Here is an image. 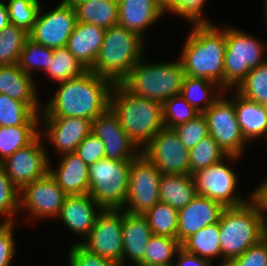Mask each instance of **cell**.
<instances>
[{
	"instance_id": "45",
	"label": "cell",
	"mask_w": 267,
	"mask_h": 266,
	"mask_svg": "<svg viewBox=\"0 0 267 266\" xmlns=\"http://www.w3.org/2000/svg\"><path fill=\"white\" fill-rule=\"evenodd\" d=\"M67 252V266H119L108 258L88 251L80 243H71Z\"/></svg>"
},
{
	"instance_id": "22",
	"label": "cell",
	"mask_w": 267,
	"mask_h": 266,
	"mask_svg": "<svg viewBox=\"0 0 267 266\" xmlns=\"http://www.w3.org/2000/svg\"><path fill=\"white\" fill-rule=\"evenodd\" d=\"M118 24L147 41L148 30L163 16L162 0H118Z\"/></svg>"
},
{
	"instance_id": "18",
	"label": "cell",
	"mask_w": 267,
	"mask_h": 266,
	"mask_svg": "<svg viewBox=\"0 0 267 266\" xmlns=\"http://www.w3.org/2000/svg\"><path fill=\"white\" fill-rule=\"evenodd\" d=\"M92 132L103 142L107 159L132 161L141 153L111 108L92 121Z\"/></svg>"
},
{
	"instance_id": "7",
	"label": "cell",
	"mask_w": 267,
	"mask_h": 266,
	"mask_svg": "<svg viewBox=\"0 0 267 266\" xmlns=\"http://www.w3.org/2000/svg\"><path fill=\"white\" fill-rule=\"evenodd\" d=\"M249 33L226 25L224 90L235 89L251 69L267 60V44Z\"/></svg>"
},
{
	"instance_id": "50",
	"label": "cell",
	"mask_w": 267,
	"mask_h": 266,
	"mask_svg": "<svg viewBox=\"0 0 267 266\" xmlns=\"http://www.w3.org/2000/svg\"><path fill=\"white\" fill-rule=\"evenodd\" d=\"M174 266H211L207 259L196 256L195 254L187 252L182 247L178 250L175 260L173 261Z\"/></svg>"
},
{
	"instance_id": "34",
	"label": "cell",
	"mask_w": 267,
	"mask_h": 266,
	"mask_svg": "<svg viewBox=\"0 0 267 266\" xmlns=\"http://www.w3.org/2000/svg\"><path fill=\"white\" fill-rule=\"evenodd\" d=\"M207 3V0H162L164 15L169 13L184 19L190 27L215 24L205 14Z\"/></svg>"
},
{
	"instance_id": "17",
	"label": "cell",
	"mask_w": 267,
	"mask_h": 266,
	"mask_svg": "<svg viewBox=\"0 0 267 266\" xmlns=\"http://www.w3.org/2000/svg\"><path fill=\"white\" fill-rule=\"evenodd\" d=\"M92 131V121L80 117H40V135L55 151L56 158L73 153Z\"/></svg>"
},
{
	"instance_id": "25",
	"label": "cell",
	"mask_w": 267,
	"mask_h": 266,
	"mask_svg": "<svg viewBox=\"0 0 267 266\" xmlns=\"http://www.w3.org/2000/svg\"><path fill=\"white\" fill-rule=\"evenodd\" d=\"M105 29L91 23L78 22L66 48L89 70L93 67L103 43Z\"/></svg>"
},
{
	"instance_id": "9",
	"label": "cell",
	"mask_w": 267,
	"mask_h": 266,
	"mask_svg": "<svg viewBox=\"0 0 267 266\" xmlns=\"http://www.w3.org/2000/svg\"><path fill=\"white\" fill-rule=\"evenodd\" d=\"M131 161L103 158L89 165L90 196L102 209H122L127 193Z\"/></svg>"
},
{
	"instance_id": "3",
	"label": "cell",
	"mask_w": 267,
	"mask_h": 266,
	"mask_svg": "<svg viewBox=\"0 0 267 266\" xmlns=\"http://www.w3.org/2000/svg\"><path fill=\"white\" fill-rule=\"evenodd\" d=\"M110 108L141 151L164 128L163 104L133 95L121 83L113 86Z\"/></svg>"
},
{
	"instance_id": "30",
	"label": "cell",
	"mask_w": 267,
	"mask_h": 266,
	"mask_svg": "<svg viewBox=\"0 0 267 266\" xmlns=\"http://www.w3.org/2000/svg\"><path fill=\"white\" fill-rule=\"evenodd\" d=\"M78 22L108 29L118 24V0H87L74 7Z\"/></svg>"
},
{
	"instance_id": "4",
	"label": "cell",
	"mask_w": 267,
	"mask_h": 266,
	"mask_svg": "<svg viewBox=\"0 0 267 266\" xmlns=\"http://www.w3.org/2000/svg\"><path fill=\"white\" fill-rule=\"evenodd\" d=\"M147 42L137 33L119 24L105 29L103 43L91 72L111 80L114 84L121 83L131 69L147 56Z\"/></svg>"
},
{
	"instance_id": "32",
	"label": "cell",
	"mask_w": 267,
	"mask_h": 266,
	"mask_svg": "<svg viewBox=\"0 0 267 266\" xmlns=\"http://www.w3.org/2000/svg\"><path fill=\"white\" fill-rule=\"evenodd\" d=\"M89 69L77 60L66 47L56 48L53 52L52 62L44 72L52 83H62L66 80L83 76Z\"/></svg>"
},
{
	"instance_id": "38",
	"label": "cell",
	"mask_w": 267,
	"mask_h": 266,
	"mask_svg": "<svg viewBox=\"0 0 267 266\" xmlns=\"http://www.w3.org/2000/svg\"><path fill=\"white\" fill-rule=\"evenodd\" d=\"M28 33L9 23L0 31V65L18 64Z\"/></svg>"
},
{
	"instance_id": "8",
	"label": "cell",
	"mask_w": 267,
	"mask_h": 266,
	"mask_svg": "<svg viewBox=\"0 0 267 266\" xmlns=\"http://www.w3.org/2000/svg\"><path fill=\"white\" fill-rule=\"evenodd\" d=\"M239 159L242 157L227 155L218 163L192 174L197 195L217 201L224 207L245 204L249 200V194L247 192L242 196V193L237 191L241 186L238 185L241 181L240 174H237V169L233 168Z\"/></svg>"
},
{
	"instance_id": "55",
	"label": "cell",
	"mask_w": 267,
	"mask_h": 266,
	"mask_svg": "<svg viewBox=\"0 0 267 266\" xmlns=\"http://www.w3.org/2000/svg\"><path fill=\"white\" fill-rule=\"evenodd\" d=\"M160 266H174V265H173V262H171V263L163 264V265H160Z\"/></svg>"
},
{
	"instance_id": "26",
	"label": "cell",
	"mask_w": 267,
	"mask_h": 266,
	"mask_svg": "<svg viewBox=\"0 0 267 266\" xmlns=\"http://www.w3.org/2000/svg\"><path fill=\"white\" fill-rule=\"evenodd\" d=\"M35 80L24 73L18 64L0 65V94L8 95L13 100L25 104H42V97L38 93L41 90Z\"/></svg>"
},
{
	"instance_id": "20",
	"label": "cell",
	"mask_w": 267,
	"mask_h": 266,
	"mask_svg": "<svg viewBox=\"0 0 267 266\" xmlns=\"http://www.w3.org/2000/svg\"><path fill=\"white\" fill-rule=\"evenodd\" d=\"M224 206L205 196L196 195L178 211L177 240L182 244L200 229L219 223Z\"/></svg>"
},
{
	"instance_id": "36",
	"label": "cell",
	"mask_w": 267,
	"mask_h": 266,
	"mask_svg": "<svg viewBox=\"0 0 267 266\" xmlns=\"http://www.w3.org/2000/svg\"><path fill=\"white\" fill-rule=\"evenodd\" d=\"M53 52V48L35 43L28 38L24 43V47L18 61L19 68L24 73L36 78L37 76H35V74L40 71L41 73L45 72L48 69L49 63L52 62Z\"/></svg>"
},
{
	"instance_id": "54",
	"label": "cell",
	"mask_w": 267,
	"mask_h": 266,
	"mask_svg": "<svg viewBox=\"0 0 267 266\" xmlns=\"http://www.w3.org/2000/svg\"><path fill=\"white\" fill-rule=\"evenodd\" d=\"M263 6H264V7H262V8H264L263 9L264 10L263 15H264V18L266 19L265 22H267V0L264 1Z\"/></svg>"
},
{
	"instance_id": "43",
	"label": "cell",
	"mask_w": 267,
	"mask_h": 266,
	"mask_svg": "<svg viewBox=\"0 0 267 266\" xmlns=\"http://www.w3.org/2000/svg\"><path fill=\"white\" fill-rule=\"evenodd\" d=\"M199 114L180 94L173 96L163 103L164 128L174 129Z\"/></svg>"
},
{
	"instance_id": "11",
	"label": "cell",
	"mask_w": 267,
	"mask_h": 266,
	"mask_svg": "<svg viewBox=\"0 0 267 266\" xmlns=\"http://www.w3.org/2000/svg\"><path fill=\"white\" fill-rule=\"evenodd\" d=\"M231 92V89L225 90L203 115L208 123L209 135L224 153L242 157L249 143L241 134Z\"/></svg>"
},
{
	"instance_id": "15",
	"label": "cell",
	"mask_w": 267,
	"mask_h": 266,
	"mask_svg": "<svg viewBox=\"0 0 267 266\" xmlns=\"http://www.w3.org/2000/svg\"><path fill=\"white\" fill-rule=\"evenodd\" d=\"M80 244L88 251L122 266V209H103Z\"/></svg>"
},
{
	"instance_id": "12",
	"label": "cell",
	"mask_w": 267,
	"mask_h": 266,
	"mask_svg": "<svg viewBox=\"0 0 267 266\" xmlns=\"http://www.w3.org/2000/svg\"><path fill=\"white\" fill-rule=\"evenodd\" d=\"M162 173L142 153L131 161L128 193L123 211L144 214L159 201V182Z\"/></svg>"
},
{
	"instance_id": "29",
	"label": "cell",
	"mask_w": 267,
	"mask_h": 266,
	"mask_svg": "<svg viewBox=\"0 0 267 266\" xmlns=\"http://www.w3.org/2000/svg\"><path fill=\"white\" fill-rule=\"evenodd\" d=\"M42 104H25L0 94V126L40 125Z\"/></svg>"
},
{
	"instance_id": "53",
	"label": "cell",
	"mask_w": 267,
	"mask_h": 266,
	"mask_svg": "<svg viewBox=\"0 0 267 266\" xmlns=\"http://www.w3.org/2000/svg\"><path fill=\"white\" fill-rule=\"evenodd\" d=\"M63 3L70 5L71 7H75L76 5L85 2L87 0H61Z\"/></svg>"
},
{
	"instance_id": "24",
	"label": "cell",
	"mask_w": 267,
	"mask_h": 266,
	"mask_svg": "<svg viewBox=\"0 0 267 266\" xmlns=\"http://www.w3.org/2000/svg\"><path fill=\"white\" fill-rule=\"evenodd\" d=\"M232 91L242 136L248 143L262 139L267 145V106L241 96L234 89Z\"/></svg>"
},
{
	"instance_id": "10",
	"label": "cell",
	"mask_w": 267,
	"mask_h": 266,
	"mask_svg": "<svg viewBox=\"0 0 267 266\" xmlns=\"http://www.w3.org/2000/svg\"><path fill=\"white\" fill-rule=\"evenodd\" d=\"M66 196L49 173L23 186L19 190L18 221L20 216H26L23 217L25 223L30 222L29 225L32 223L34 226L33 222L42 221V219L56 220Z\"/></svg>"
},
{
	"instance_id": "6",
	"label": "cell",
	"mask_w": 267,
	"mask_h": 266,
	"mask_svg": "<svg viewBox=\"0 0 267 266\" xmlns=\"http://www.w3.org/2000/svg\"><path fill=\"white\" fill-rule=\"evenodd\" d=\"M266 225L248 200L236 207H225L219 219L222 260H232L266 236Z\"/></svg>"
},
{
	"instance_id": "39",
	"label": "cell",
	"mask_w": 267,
	"mask_h": 266,
	"mask_svg": "<svg viewBox=\"0 0 267 266\" xmlns=\"http://www.w3.org/2000/svg\"><path fill=\"white\" fill-rule=\"evenodd\" d=\"M234 90L249 100L267 106V60L251 69Z\"/></svg>"
},
{
	"instance_id": "42",
	"label": "cell",
	"mask_w": 267,
	"mask_h": 266,
	"mask_svg": "<svg viewBox=\"0 0 267 266\" xmlns=\"http://www.w3.org/2000/svg\"><path fill=\"white\" fill-rule=\"evenodd\" d=\"M19 190L0 164V222H18Z\"/></svg>"
},
{
	"instance_id": "47",
	"label": "cell",
	"mask_w": 267,
	"mask_h": 266,
	"mask_svg": "<svg viewBox=\"0 0 267 266\" xmlns=\"http://www.w3.org/2000/svg\"><path fill=\"white\" fill-rule=\"evenodd\" d=\"M86 164L91 165L105 158L103 142L91 131L75 150Z\"/></svg>"
},
{
	"instance_id": "1",
	"label": "cell",
	"mask_w": 267,
	"mask_h": 266,
	"mask_svg": "<svg viewBox=\"0 0 267 266\" xmlns=\"http://www.w3.org/2000/svg\"><path fill=\"white\" fill-rule=\"evenodd\" d=\"M56 85L48 101L42 103L40 117H80L93 121L110 108L114 83L90 70Z\"/></svg>"
},
{
	"instance_id": "44",
	"label": "cell",
	"mask_w": 267,
	"mask_h": 266,
	"mask_svg": "<svg viewBox=\"0 0 267 266\" xmlns=\"http://www.w3.org/2000/svg\"><path fill=\"white\" fill-rule=\"evenodd\" d=\"M181 143L190 150L209 135L208 123L203 114L174 128Z\"/></svg>"
},
{
	"instance_id": "28",
	"label": "cell",
	"mask_w": 267,
	"mask_h": 266,
	"mask_svg": "<svg viewBox=\"0 0 267 266\" xmlns=\"http://www.w3.org/2000/svg\"><path fill=\"white\" fill-rule=\"evenodd\" d=\"M225 90L216 82L185 75L180 95L200 114H203Z\"/></svg>"
},
{
	"instance_id": "49",
	"label": "cell",
	"mask_w": 267,
	"mask_h": 266,
	"mask_svg": "<svg viewBox=\"0 0 267 266\" xmlns=\"http://www.w3.org/2000/svg\"><path fill=\"white\" fill-rule=\"evenodd\" d=\"M256 186L249 191V201L257 209L267 226V176Z\"/></svg>"
},
{
	"instance_id": "16",
	"label": "cell",
	"mask_w": 267,
	"mask_h": 266,
	"mask_svg": "<svg viewBox=\"0 0 267 266\" xmlns=\"http://www.w3.org/2000/svg\"><path fill=\"white\" fill-rule=\"evenodd\" d=\"M162 174H190L189 150L174 129L163 128L142 149Z\"/></svg>"
},
{
	"instance_id": "21",
	"label": "cell",
	"mask_w": 267,
	"mask_h": 266,
	"mask_svg": "<svg viewBox=\"0 0 267 266\" xmlns=\"http://www.w3.org/2000/svg\"><path fill=\"white\" fill-rule=\"evenodd\" d=\"M152 231L143 214L122 210V266H143V258ZM131 264V265H130Z\"/></svg>"
},
{
	"instance_id": "52",
	"label": "cell",
	"mask_w": 267,
	"mask_h": 266,
	"mask_svg": "<svg viewBox=\"0 0 267 266\" xmlns=\"http://www.w3.org/2000/svg\"><path fill=\"white\" fill-rule=\"evenodd\" d=\"M211 266H236V264L232 260H221L218 262H213Z\"/></svg>"
},
{
	"instance_id": "51",
	"label": "cell",
	"mask_w": 267,
	"mask_h": 266,
	"mask_svg": "<svg viewBox=\"0 0 267 266\" xmlns=\"http://www.w3.org/2000/svg\"><path fill=\"white\" fill-rule=\"evenodd\" d=\"M9 23L7 4L5 0H0V31H2Z\"/></svg>"
},
{
	"instance_id": "35",
	"label": "cell",
	"mask_w": 267,
	"mask_h": 266,
	"mask_svg": "<svg viewBox=\"0 0 267 266\" xmlns=\"http://www.w3.org/2000/svg\"><path fill=\"white\" fill-rule=\"evenodd\" d=\"M143 215L153 235L177 238L178 211L175 208L159 201Z\"/></svg>"
},
{
	"instance_id": "40",
	"label": "cell",
	"mask_w": 267,
	"mask_h": 266,
	"mask_svg": "<svg viewBox=\"0 0 267 266\" xmlns=\"http://www.w3.org/2000/svg\"><path fill=\"white\" fill-rule=\"evenodd\" d=\"M226 156L218 143L208 135L189 150L190 174L206 169Z\"/></svg>"
},
{
	"instance_id": "31",
	"label": "cell",
	"mask_w": 267,
	"mask_h": 266,
	"mask_svg": "<svg viewBox=\"0 0 267 266\" xmlns=\"http://www.w3.org/2000/svg\"><path fill=\"white\" fill-rule=\"evenodd\" d=\"M181 247L189 253L207 259L210 263L221 261L219 223L208 225L192 234Z\"/></svg>"
},
{
	"instance_id": "33",
	"label": "cell",
	"mask_w": 267,
	"mask_h": 266,
	"mask_svg": "<svg viewBox=\"0 0 267 266\" xmlns=\"http://www.w3.org/2000/svg\"><path fill=\"white\" fill-rule=\"evenodd\" d=\"M40 135V125L0 126V163Z\"/></svg>"
},
{
	"instance_id": "41",
	"label": "cell",
	"mask_w": 267,
	"mask_h": 266,
	"mask_svg": "<svg viewBox=\"0 0 267 266\" xmlns=\"http://www.w3.org/2000/svg\"><path fill=\"white\" fill-rule=\"evenodd\" d=\"M8 1V2H7ZM10 23L29 33L36 22L41 4L40 0H7Z\"/></svg>"
},
{
	"instance_id": "48",
	"label": "cell",
	"mask_w": 267,
	"mask_h": 266,
	"mask_svg": "<svg viewBox=\"0 0 267 266\" xmlns=\"http://www.w3.org/2000/svg\"><path fill=\"white\" fill-rule=\"evenodd\" d=\"M232 261L236 266H267V236Z\"/></svg>"
},
{
	"instance_id": "5",
	"label": "cell",
	"mask_w": 267,
	"mask_h": 266,
	"mask_svg": "<svg viewBox=\"0 0 267 266\" xmlns=\"http://www.w3.org/2000/svg\"><path fill=\"white\" fill-rule=\"evenodd\" d=\"M148 62L144 56L121 84L133 95L161 104L179 95L185 77L180 59Z\"/></svg>"
},
{
	"instance_id": "14",
	"label": "cell",
	"mask_w": 267,
	"mask_h": 266,
	"mask_svg": "<svg viewBox=\"0 0 267 266\" xmlns=\"http://www.w3.org/2000/svg\"><path fill=\"white\" fill-rule=\"evenodd\" d=\"M59 1L56 7L47 12L45 5H41L36 22L28 33L33 42L53 49L66 47L77 18L73 7Z\"/></svg>"
},
{
	"instance_id": "37",
	"label": "cell",
	"mask_w": 267,
	"mask_h": 266,
	"mask_svg": "<svg viewBox=\"0 0 267 266\" xmlns=\"http://www.w3.org/2000/svg\"><path fill=\"white\" fill-rule=\"evenodd\" d=\"M181 243L177 238L152 235L146 247L143 266H160L175 260Z\"/></svg>"
},
{
	"instance_id": "27",
	"label": "cell",
	"mask_w": 267,
	"mask_h": 266,
	"mask_svg": "<svg viewBox=\"0 0 267 266\" xmlns=\"http://www.w3.org/2000/svg\"><path fill=\"white\" fill-rule=\"evenodd\" d=\"M197 195L191 174H162L159 182L160 201L177 211Z\"/></svg>"
},
{
	"instance_id": "13",
	"label": "cell",
	"mask_w": 267,
	"mask_h": 266,
	"mask_svg": "<svg viewBox=\"0 0 267 266\" xmlns=\"http://www.w3.org/2000/svg\"><path fill=\"white\" fill-rule=\"evenodd\" d=\"M46 143L39 135L27 147L17 150L0 163L18 190L48 174L49 161L52 159Z\"/></svg>"
},
{
	"instance_id": "19",
	"label": "cell",
	"mask_w": 267,
	"mask_h": 266,
	"mask_svg": "<svg viewBox=\"0 0 267 266\" xmlns=\"http://www.w3.org/2000/svg\"><path fill=\"white\" fill-rule=\"evenodd\" d=\"M102 210L89 193L66 196L56 220L61 221L62 225L72 232L70 234L80 237L77 238V243H81L88 236Z\"/></svg>"
},
{
	"instance_id": "23",
	"label": "cell",
	"mask_w": 267,
	"mask_h": 266,
	"mask_svg": "<svg viewBox=\"0 0 267 266\" xmlns=\"http://www.w3.org/2000/svg\"><path fill=\"white\" fill-rule=\"evenodd\" d=\"M58 158V164L53 165L54 163L49 161L48 173L59 187L67 196L88 194L89 165L75 152L63 154Z\"/></svg>"
},
{
	"instance_id": "2",
	"label": "cell",
	"mask_w": 267,
	"mask_h": 266,
	"mask_svg": "<svg viewBox=\"0 0 267 266\" xmlns=\"http://www.w3.org/2000/svg\"><path fill=\"white\" fill-rule=\"evenodd\" d=\"M189 28L178 57L185 75L208 79L224 89L226 24Z\"/></svg>"
},
{
	"instance_id": "46",
	"label": "cell",
	"mask_w": 267,
	"mask_h": 266,
	"mask_svg": "<svg viewBox=\"0 0 267 266\" xmlns=\"http://www.w3.org/2000/svg\"><path fill=\"white\" fill-rule=\"evenodd\" d=\"M20 224L16 222H0V266H11L15 261L17 243L15 239V228Z\"/></svg>"
}]
</instances>
